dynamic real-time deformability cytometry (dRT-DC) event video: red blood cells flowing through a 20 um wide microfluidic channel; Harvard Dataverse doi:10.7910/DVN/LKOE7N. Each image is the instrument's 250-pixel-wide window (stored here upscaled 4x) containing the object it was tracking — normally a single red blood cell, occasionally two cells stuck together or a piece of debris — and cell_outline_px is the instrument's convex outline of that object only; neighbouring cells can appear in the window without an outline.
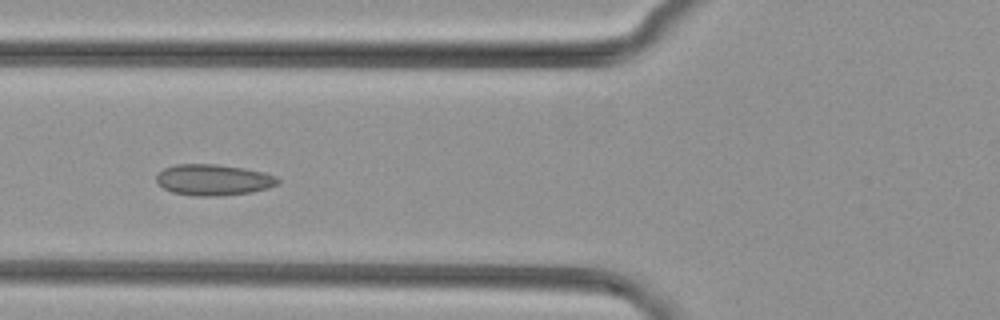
{"species": "common noctule bat (a hibernating species)", "species_latin": "Nyctalus noctula", "temperature_condition": "cold", "stored_images_in_passage": 5, "camera_frame_rate_fps": 3000, "um_per_image_px": 0.085, "animal": {"sex": "female", "body_mass_g": 29.2, "forearm_length_mm": 56.3}, "frame": {"image": 1, "passage_image": 5, "time_ms": 1.333, "image_size_px": [1000, 320], "cell_outline_px": [[280, 184], [268, 188], [252, 192], [216, 196], [196, 196], [172, 192], [164, 188], [156, 180], [156, 176], [164, 168], [176, 164], [216, 164], [244, 168], [264, 172], [276, 176], [280, 180]], "centroid_in_image_um": [18.18, 15.28], "position_along_channel_um": 107.6, "area_um2": 22.02}}